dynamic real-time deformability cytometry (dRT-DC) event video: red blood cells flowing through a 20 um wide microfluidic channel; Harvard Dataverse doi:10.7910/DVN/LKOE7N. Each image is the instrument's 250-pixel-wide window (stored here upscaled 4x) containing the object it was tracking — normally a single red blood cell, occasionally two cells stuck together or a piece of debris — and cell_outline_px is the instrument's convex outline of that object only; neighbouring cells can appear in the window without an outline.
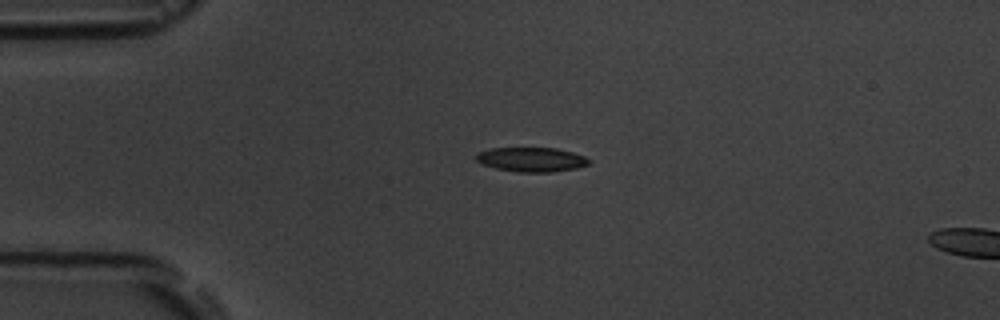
{"species": "common noctule bat (a hibernating species)", "species_latin": "Nyctalus noctula", "temperature_condition": "room temperature", "stored_images_in_passage": 3, "camera_frame_rate_fps": 3000, "um_per_image_px": 0.085, "animal": {"sex": "male", "body_mass_g": 19.5, "forearm_length_mm": 54.6}, "frame": {"image": 1, "passage_image": 2, "time_ms": 1.333, "image_size_px": [1000, 320], "cell_outline_px": [[592, 160], [588, 164], [576, 168], [552, 172], [520, 172], [496, 168], [480, 164], [476, 160], [476, 152], [488, 148], [556, 148], [572, 152], [584, 156]], "centroid_in_image_um": [45.14, 13.55], "position_along_channel_um": 39.9, "area_um2": 16.13}}